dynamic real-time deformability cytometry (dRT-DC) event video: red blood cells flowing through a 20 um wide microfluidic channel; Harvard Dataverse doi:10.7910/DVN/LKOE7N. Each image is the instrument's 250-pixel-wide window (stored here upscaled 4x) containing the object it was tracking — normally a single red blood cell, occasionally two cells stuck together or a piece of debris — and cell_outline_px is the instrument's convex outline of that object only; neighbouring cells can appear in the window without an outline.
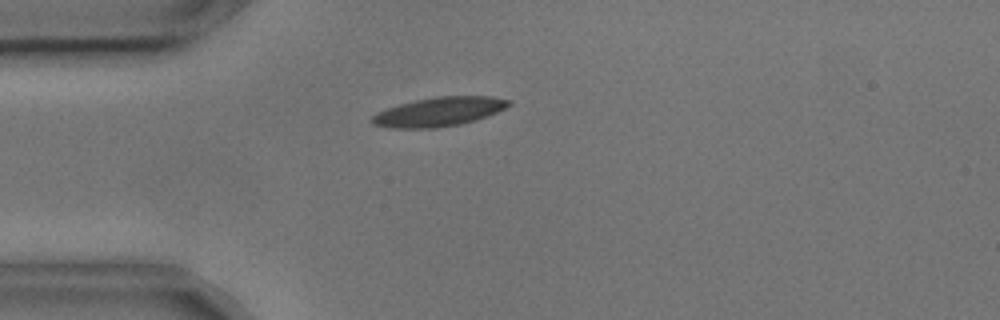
{"species": "common noctule bat (a hibernating species)", "species_latin": "Nyctalus noctula", "temperature_condition": "cold", "stored_images_in_passage": 6, "camera_frame_rate_fps": 3000, "um_per_image_px": 0.085, "animal": {"sex": "male", "body_mass_g": 17.9, "forearm_length_mm": 54.2}, "frame": {"image": 1, "passage_image": 6, "time_ms": 1.667, "image_size_px": [1000, 320], "cell_outline_px": [[512, 104], [496, 112], [476, 120], [460, 124], [436, 128], [392, 128], [372, 124], [372, 116], [376, 112], [400, 104], [416, 100], [436, 96], [492, 96], [512, 100]], "centroid_in_image_um": [37.33, 9.49], "position_along_channel_um": 47.7, "area_um2": 23.12}}